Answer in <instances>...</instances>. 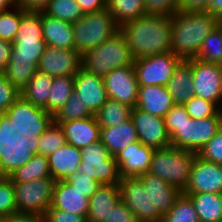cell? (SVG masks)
Here are the masks:
<instances>
[{"label":"cell","mask_w":222,"mask_h":222,"mask_svg":"<svg viewBox=\"0 0 222 222\" xmlns=\"http://www.w3.org/2000/svg\"><path fill=\"white\" fill-rule=\"evenodd\" d=\"M134 60L171 52V17L143 15L120 26Z\"/></svg>","instance_id":"1"},{"label":"cell","mask_w":222,"mask_h":222,"mask_svg":"<svg viewBox=\"0 0 222 222\" xmlns=\"http://www.w3.org/2000/svg\"><path fill=\"white\" fill-rule=\"evenodd\" d=\"M219 22L206 11L179 10L171 17V52L182 60L196 58L203 41Z\"/></svg>","instance_id":"2"},{"label":"cell","mask_w":222,"mask_h":222,"mask_svg":"<svg viewBox=\"0 0 222 222\" xmlns=\"http://www.w3.org/2000/svg\"><path fill=\"white\" fill-rule=\"evenodd\" d=\"M39 137L27 136L12 123L7 112L0 113V173L4 177L24 166L38 153Z\"/></svg>","instance_id":"3"},{"label":"cell","mask_w":222,"mask_h":222,"mask_svg":"<svg viewBox=\"0 0 222 222\" xmlns=\"http://www.w3.org/2000/svg\"><path fill=\"white\" fill-rule=\"evenodd\" d=\"M195 152L169 146L155 149L148 173L167 181L183 193L189 183Z\"/></svg>","instance_id":"4"},{"label":"cell","mask_w":222,"mask_h":222,"mask_svg":"<svg viewBox=\"0 0 222 222\" xmlns=\"http://www.w3.org/2000/svg\"><path fill=\"white\" fill-rule=\"evenodd\" d=\"M82 67L88 72L104 77L113 69L134 64L125 35L119 31L98 47L82 56Z\"/></svg>","instance_id":"5"},{"label":"cell","mask_w":222,"mask_h":222,"mask_svg":"<svg viewBox=\"0 0 222 222\" xmlns=\"http://www.w3.org/2000/svg\"><path fill=\"white\" fill-rule=\"evenodd\" d=\"M72 28L74 50L82 56L120 31V26L107 8L85 13L78 21L72 23Z\"/></svg>","instance_id":"6"},{"label":"cell","mask_w":222,"mask_h":222,"mask_svg":"<svg viewBox=\"0 0 222 222\" xmlns=\"http://www.w3.org/2000/svg\"><path fill=\"white\" fill-rule=\"evenodd\" d=\"M10 60L3 70L5 78L19 91L28 84L38 71V63L44 49L45 40H14Z\"/></svg>","instance_id":"7"},{"label":"cell","mask_w":222,"mask_h":222,"mask_svg":"<svg viewBox=\"0 0 222 222\" xmlns=\"http://www.w3.org/2000/svg\"><path fill=\"white\" fill-rule=\"evenodd\" d=\"M81 156L78 172L93 177L100 185L119 183L121 175L118 163L101 141L82 148Z\"/></svg>","instance_id":"8"},{"label":"cell","mask_w":222,"mask_h":222,"mask_svg":"<svg viewBox=\"0 0 222 222\" xmlns=\"http://www.w3.org/2000/svg\"><path fill=\"white\" fill-rule=\"evenodd\" d=\"M221 127L222 110L208 118H189L170 138V144L197 154Z\"/></svg>","instance_id":"9"},{"label":"cell","mask_w":222,"mask_h":222,"mask_svg":"<svg viewBox=\"0 0 222 222\" xmlns=\"http://www.w3.org/2000/svg\"><path fill=\"white\" fill-rule=\"evenodd\" d=\"M55 182L47 177L13 183L17 212L44 215L51 206Z\"/></svg>","instance_id":"10"},{"label":"cell","mask_w":222,"mask_h":222,"mask_svg":"<svg viewBox=\"0 0 222 222\" xmlns=\"http://www.w3.org/2000/svg\"><path fill=\"white\" fill-rule=\"evenodd\" d=\"M182 61L172 52L134 60V70L139 86H166L175 68Z\"/></svg>","instance_id":"11"},{"label":"cell","mask_w":222,"mask_h":222,"mask_svg":"<svg viewBox=\"0 0 222 222\" xmlns=\"http://www.w3.org/2000/svg\"><path fill=\"white\" fill-rule=\"evenodd\" d=\"M9 119L27 136H40L54 121L45 109L34 106L21 96L6 111Z\"/></svg>","instance_id":"12"},{"label":"cell","mask_w":222,"mask_h":222,"mask_svg":"<svg viewBox=\"0 0 222 222\" xmlns=\"http://www.w3.org/2000/svg\"><path fill=\"white\" fill-rule=\"evenodd\" d=\"M195 96L214 102L222 110V72L218 64L191 59Z\"/></svg>","instance_id":"13"},{"label":"cell","mask_w":222,"mask_h":222,"mask_svg":"<svg viewBox=\"0 0 222 222\" xmlns=\"http://www.w3.org/2000/svg\"><path fill=\"white\" fill-rule=\"evenodd\" d=\"M130 118L137 132L138 141L154 149L171 146L165 120L138 108H132Z\"/></svg>","instance_id":"14"},{"label":"cell","mask_w":222,"mask_h":222,"mask_svg":"<svg viewBox=\"0 0 222 222\" xmlns=\"http://www.w3.org/2000/svg\"><path fill=\"white\" fill-rule=\"evenodd\" d=\"M82 55L74 49H58L46 45L38 63V71L57 76L74 77L82 68Z\"/></svg>","instance_id":"15"},{"label":"cell","mask_w":222,"mask_h":222,"mask_svg":"<svg viewBox=\"0 0 222 222\" xmlns=\"http://www.w3.org/2000/svg\"><path fill=\"white\" fill-rule=\"evenodd\" d=\"M107 96L135 108L138 101L139 84L134 65L113 69L103 77Z\"/></svg>","instance_id":"16"},{"label":"cell","mask_w":222,"mask_h":222,"mask_svg":"<svg viewBox=\"0 0 222 222\" xmlns=\"http://www.w3.org/2000/svg\"><path fill=\"white\" fill-rule=\"evenodd\" d=\"M138 177L149 193L151 222H161L162 216L173 207L181 192L172 187L167 181L161 180L150 173Z\"/></svg>","instance_id":"17"},{"label":"cell","mask_w":222,"mask_h":222,"mask_svg":"<svg viewBox=\"0 0 222 222\" xmlns=\"http://www.w3.org/2000/svg\"><path fill=\"white\" fill-rule=\"evenodd\" d=\"M183 193L222 194V165L206 161L196 154L189 183Z\"/></svg>","instance_id":"18"},{"label":"cell","mask_w":222,"mask_h":222,"mask_svg":"<svg viewBox=\"0 0 222 222\" xmlns=\"http://www.w3.org/2000/svg\"><path fill=\"white\" fill-rule=\"evenodd\" d=\"M118 186L120 200L135 215L137 222H151L149 193L143 187L141 179L138 176L121 177Z\"/></svg>","instance_id":"19"},{"label":"cell","mask_w":222,"mask_h":222,"mask_svg":"<svg viewBox=\"0 0 222 222\" xmlns=\"http://www.w3.org/2000/svg\"><path fill=\"white\" fill-rule=\"evenodd\" d=\"M154 148L143 145L140 141L129 144L115 156L121 177H136L148 173Z\"/></svg>","instance_id":"20"},{"label":"cell","mask_w":222,"mask_h":222,"mask_svg":"<svg viewBox=\"0 0 222 222\" xmlns=\"http://www.w3.org/2000/svg\"><path fill=\"white\" fill-rule=\"evenodd\" d=\"M74 93H76L86 105L89 111L95 115L108 99L103 77L94 75L83 67L74 76Z\"/></svg>","instance_id":"21"},{"label":"cell","mask_w":222,"mask_h":222,"mask_svg":"<svg viewBox=\"0 0 222 222\" xmlns=\"http://www.w3.org/2000/svg\"><path fill=\"white\" fill-rule=\"evenodd\" d=\"M59 124L66 138V143L82 149L91 143L100 141V125L96 117L91 116Z\"/></svg>","instance_id":"22"},{"label":"cell","mask_w":222,"mask_h":222,"mask_svg":"<svg viewBox=\"0 0 222 222\" xmlns=\"http://www.w3.org/2000/svg\"><path fill=\"white\" fill-rule=\"evenodd\" d=\"M89 197L70 185L66 180L56 181L51 206L66 212L82 215L87 218Z\"/></svg>","instance_id":"23"},{"label":"cell","mask_w":222,"mask_h":222,"mask_svg":"<svg viewBox=\"0 0 222 222\" xmlns=\"http://www.w3.org/2000/svg\"><path fill=\"white\" fill-rule=\"evenodd\" d=\"M81 157V149L65 143L47 157L50 176L55 181L66 180L71 174L78 171Z\"/></svg>","instance_id":"24"},{"label":"cell","mask_w":222,"mask_h":222,"mask_svg":"<svg viewBox=\"0 0 222 222\" xmlns=\"http://www.w3.org/2000/svg\"><path fill=\"white\" fill-rule=\"evenodd\" d=\"M174 105L166 86H139L136 108L164 118Z\"/></svg>","instance_id":"25"},{"label":"cell","mask_w":222,"mask_h":222,"mask_svg":"<svg viewBox=\"0 0 222 222\" xmlns=\"http://www.w3.org/2000/svg\"><path fill=\"white\" fill-rule=\"evenodd\" d=\"M120 201L118 184L100 185L89 200L87 222H105Z\"/></svg>","instance_id":"26"},{"label":"cell","mask_w":222,"mask_h":222,"mask_svg":"<svg viewBox=\"0 0 222 222\" xmlns=\"http://www.w3.org/2000/svg\"><path fill=\"white\" fill-rule=\"evenodd\" d=\"M42 37L46 45L58 49H74L72 23L41 11Z\"/></svg>","instance_id":"27"},{"label":"cell","mask_w":222,"mask_h":222,"mask_svg":"<svg viewBox=\"0 0 222 222\" xmlns=\"http://www.w3.org/2000/svg\"><path fill=\"white\" fill-rule=\"evenodd\" d=\"M174 104L184 105L195 96L191 59L182 60L166 85Z\"/></svg>","instance_id":"28"},{"label":"cell","mask_w":222,"mask_h":222,"mask_svg":"<svg viewBox=\"0 0 222 222\" xmlns=\"http://www.w3.org/2000/svg\"><path fill=\"white\" fill-rule=\"evenodd\" d=\"M100 141L112 156H116L129 144L138 142L137 132L131 118L115 127L101 128Z\"/></svg>","instance_id":"29"},{"label":"cell","mask_w":222,"mask_h":222,"mask_svg":"<svg viewBox=\"0 0 222 222\" xmlns=\"http://www.w3.org/2000/svg\"><path fill=\"white\" fill-rule=\"evenodd\" d=\"M184 194L188 195L191 198L200 222H217L222 220V194Z\"/></svg>","instance_id":"30"},{"label":"cell","mask_w":222,"mask_h":222,"mask_svg":"<svg viewBox=\"0 0 222 222\" xmlns=\"http://www.w3.org/2000/svg\"><path fill=\"white\" fill-rule=\"evenodd\" d=\"M54 77L37 71L34 77L20 91V96L34 106L47 111V99L52 90Z\"/></svg>","instance_id":"31"},{"label":"cell","mask_w":222,"mask_h":222,"mask_svg":"<svg viewBox=\"0 0 222 222\" xmlns=\"http://www.w3.org/2000/svg\"><path fill=\"white\" fill-rule=\"evenodd\" d=\"M132 108L117 100L108 98L101 109L94 115L101 128L115 127L128 120Z\"/></svg>","instance_id":"32"},{"label":"cell","mask_w":222,"mask_h":222,"mask_svg":"<svg viewBox=\"0 0 222 222\" xmlns=\"http://www.w3.org/2000/svg\"><path fill=\"white\" fill-rule=\"evenodd\" d=\"M47 177H51L48 158L40 153H36L29 162L8 176L12 183H22L30 181L31 179Z\"/></svg>","instance_id":"33"},{"label":"cell","mask_w":222,"mask_h":222,"mask_svg":"<svg viewBox=\"0 0 222 222\" xmlns=\"http://www.w3.org/2000/svg\"><path fill=\"white\" fill-rule=\"evenodd\" d=\"M107 9L119 26L145 15L144 0H107Z\"/></svg>","instance_id":"34"},{"label":"cell","mask_w":222,"mask_h":222,"mask_svg":"<svg viewBox=\"0 0 222 222\" xmlns=\"http://www.w3.org/2000/svg\"><path fill=\"white\" fill-rule=\"evenodd\" d=\"M52 90L47 99V112L53 116L64 106L74 92V77H54Z\"/></svg>","instance_id":"35"},{"label":"cell","mask_w":222,"mask_h":222,"mask_svg":"<svg viewBox=\"0 0 222 222\" xmlns=\"http://www.w3.org/2000/svg\"><path fill=\"white\" fill-rule=\"evenodd\" d=\"M197 59L218 64L222 59V22H219L202 43Z\"/></svg>","instance_id":"36"},{"label":"cell","mask_w":222,"mask_h":222,"mask_svg":"<svg viewBox=\"0 0 222 222\" xmlns=\"http://www.w3.org/2000/svg\"><path fill=\"white\" fill-rule=\"evenodd\" d=\"M161 222H200L195 206L188 195L181 193L173 207L162 216Z\"/></svg>","instance_id":"37"},{"label":"cell","mask_w":222,"mask_h":222,"mask_svg":"<svg viewBox=\"0 0 222 222\" xmlns=\"http://www.w3.org/2000/svg\"><path fill=\"white\" fill-rule=\"evenodd\" d=\"M43 11L49 16L70 23L78 21L84 15L77 0H50Z\"/></svg>","instance_id":"38"},{"label":"cell","mask_w":222,"mask_h":222,"mask_svg":"<svg viewBox=\"0 0 222 222\" xmlns=\"http://www.w3.org/2000/svg\"><path fill=\"white\" fill-rule=\"evenodd\" d=\"M44 40L42 37L41 11L26 10L22 17L18 33L14 40Z\"/></svg>","instance_id":"39"},{"label":"cell","mask_w":222,"mask_h":222,"mask_svg":"<svg viewBox=\"0 0 222 222\" xmlns=\"http://www.w3.org/2000/svg\"><path fill=\"white\" fill-rule=\"evenodd\" d=\"M81 100L82 99L73 92L64 106L53 116L54 122L62 123L94 116Z\"/></svg>","instance_id":"40"},{"label":"cell","mask_w":222,"mask_h":222,"mask_svg":"<svg viewBox=\"0 0 222 222\" xmlns=\"http://www.w3.org/2000/svg\"><path fill=\"white\" fill-rule=\"evenodd\" d=\"M26 10L14 7L0 11V39L12 42L18 33L21 17Z\"/></svg>","instance_id":"41"},{"label":"cell","mask_w":222,"mask_h":222,"mask_svg":"<svg viewBox=\"0 0 222 222\" xmlns=\"http://www.w3.org/2000/svg\"><path fill=\"white\" fill-rule=\"evenodd\" d=\"M65 143L66 138L63 131L61 130L59 124H56L53 121L46 131L39 137L38 153L48 157Z\"/></svg>","instance_id":"42"},{"label":"cell","mask_w":222,"mask_h":222,"mask_svg":"<svg viewBox=\"0 0 222 222\" xmlns=\"http://www.w3.org/2000/svg\"><path fill=\"white\" fill-rule=\"evenodd\" d=\"M190 118L201 119L216 116L221 109L214 103L199 96L192 97L184 104Z\"/></svg>","instance_id":"43"},{"label":"cell","mask_w":222,"mask_h":222,"mask_svg":"<svg viewBox=\"0 0 222 222\" xmlns=\"http://www.w3.org/2000/svg\"><path fill=\"white\" fill-rule=\"evenodd\" d=\"M17 212L13 183L8 177L0 180V218H8Z\"/></svg>","instance_id":"44"},{"label":"cell","mask_w":222,"mask_h":222,"mask_svg":"<svg viewBox=\"0 0 222 222\" xmlns=\"http://www.w3.org/2000/svg\"><path fill=\"white\" fill-rule=\"evenodd\" d=\"M147 15L172 17L179 11V0H144Z\"/></svg>","instance_id":"45"},{"label":"cell","mask_w":222,"mask_h":222,"mask_svg":"<svg viewBox=\"0 0 222 222\" xmlns=\"http://www.w3.org/2000/svg\"><path fill=\"white\" fill-rule=\"evenodd\" d=\"M202 159L222 165V127L197 153Z\"/></svg>","instance_id":"46"},{"label":"cell","mask_w":222,"mask_h":222,"mask_svg":"<svg viewBox=\"0 0 222 222\" xmlns=\"http://www.w3.org/2000/svg\"><path fill=\"white\" fill-rule=\"evenodd\" d=\"M189 118L184 105L174 104L164 117L169 137L171 138Z\"/></svg>","instance_id":"47"},{"label":"cell","mask_w":222,"mask_h":222,"mask_svg":"<svg viewBox=\"0 0 222 222\" xmlns=\"http://www.w3.org/2000/svg\"><path fill=\"white\" fill-rule=\"evenodd\" d=\"M66 181L82 193H86V197H91L100 184L93 178L85 175L84 172H76L71 174Z\"/></svg>","instance_id":"48"},{"label":"cell","mask_w":222,"mask_h":222,"mask_svg":"<svg viewBox=\"0 0 222 222\" xmlns=\"http://www.w3.org/2000/svg\"><path fill=\"white\" fill-rule=\"evenodd\" d=\"M20 97V91L3 74L0 75V113L6 112Z\"/></svg>","instance_id":"49"},{"label":"cell","mask_w":222,"mask_h":222,"mask_svg":"<svg viewBox=\"0 0 222 222\" xmlns=\"http://www.w3.org/2000/svg\"><path fill=\"white\" fill-rule=\"evenodd\" d=\"M45 222H87L86 218L71 212H66L50 206L44 213Z\"/></svg>","instance_id":"50"},{"label":"cell","mask_w":222,"mask_h":222,"mask_svg":"<svg viewBox=\"0 0 222 222\" xmlns=\"http://www.w3.org/2000/svg\"><path fill=\"white\" fill-rule=\"evenodd\" d=\"M105 222H137V220L131 210L120 200Z\"/></svg>","instance_id":"51"},{"label":"cell","mask_w":222,"mask_h":222,"mask_svg":"<svg viewBox=\"0 0 222 222\" xmlns=\"http://www.w3.org/2000/svg\"><path fill=\"white\" fill-rule=\"evenodd\" d=\"M83 13H92L107 8V0H77Z\"/></svg>","instance_id":"52"},{"label":"cell","mask_w":222,"mask_h":222,"mask_svg":"<svg viewBox=\"0 0 222 222\" xmlns=\"http://www.w3.org/2000/svg\"><path fill=\"white\" fill-rule=\"evenodd\" d=\"M49 2L50 0H15L16 7L30 11H43Z\"/></svg>","instance_id":"53"},{"label":"cell","mask_w":222,"mask_h":222,"mask_svg":"<svg viewBox=\"0 0 222 222\" xmlns=\"http://www.w3.org/2000/svg\"><path fill=\"white\" fill-rule=\"evenodd\" d=\"M210 0H179V10L206 11Z\"/></svg>","instance_id":"54"},{"label":"cell","mask_w":222,"mask_h":222,"mask_svg":"<svg viewBox=\"0 0 222 222\" xmlns=\"http://www.w3.org/2000/svg\"><path fill=\"white\" fill-rule=\"evenodd\" d=\"M9 222H45L43 215H37L34 213H20L16 212L10 215Z\"/></svg>","instance_id":"55"},{"label":"cell","mask_w":222,"mask_h":222,"mask_svg":"<svg viewBox=\"0 0 222 222\" xmlns=\"http://www.w3.org/2000/svg\"><path fill=\"white\" fill-rule=\"evenodd\" d=\"M12 42L0 39V68L5 69L8 64L12 52Z\"/></svg>","instance_id":"56"},{"label":"cell","mask_w":222,"mask_h":222,"mask_svg":"<svg viewBox=\"0 0 222 222\" xmlns=\"http://www.w3.org/2000/svg\"><path fill=\"white\" fill-rule=\"evenodd\" d=\"M206 12L210 13L221 22L222 21V0H210Z\"/></svg>","instance_id":"57"},{"label":"cell","mask_w":222,"mask_h":222,"mask_svg":"<svg viewBox=\"0 0 222 222\" xmlns=\"http://www.w3.org/2000/svg\"><path fill=\"white\" fill-rule=\"evenodd\" d=\"M16 7L15 0H0V9L6 10Z\"/></svg>","instance_id":"58"},{"label":"cell","mask_w":222,"mask_h":222,"mask_svg":"<svg viewBox=\"0 0 222 222\" xmlns=\"http://www.w3.org/2000/svg\"><path fill=\"white\" fill-rule=\"evenodd\" d=\"M0 222H9L7 218H0Z\"/></svg>","instance_id":"59"},{"label":"cell","mask_w":222,"mask_h":222,"mask_svg":"<svg viewBox=\"0 0 222 222\" xmlns=\"http://www.w3.org/2000/svg\"><path fill=\"white\" fill-rule=\"evenodd\" d=\"M218 65H219V68H220V70H221V72H222V59H221V61L218 63Z\"/></svg>","instance_id":"60"},{"label":"cell","mask_w":222,"mask_h":222,"mask_svg":"<svg viewBox=\"0 0 222 222\" xmlns=\"http://www.w3.org/2000/svg\"><path fill=\"white\" fill-rule=\"evenodd\" d=\"M3 74V70L0 68V75Z\"/></svg>","instance_id":"61"},{"label":"cell","mask_w":222,"mask_h":222,"mask_svg":"<svg viewBox=\"0 0 222 222\" xmlns=\"http://www.w3.org/2000/svg\"><path fill=\"white\" fill-rule=\"evenodd\" d=\"M4 176L0 173V180L3 178Z\"/></svg>","instance_id":"62"}]
</instances>
